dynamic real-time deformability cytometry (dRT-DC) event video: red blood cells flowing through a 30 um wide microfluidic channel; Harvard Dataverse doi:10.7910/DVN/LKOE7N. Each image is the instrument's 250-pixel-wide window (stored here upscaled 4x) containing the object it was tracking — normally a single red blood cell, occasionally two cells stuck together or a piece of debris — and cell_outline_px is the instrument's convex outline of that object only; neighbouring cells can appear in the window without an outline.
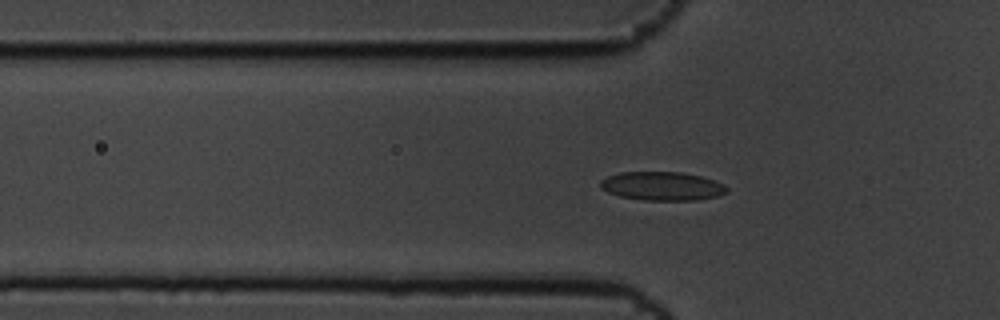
{"species": "common noctule bat (a hibernating species)", "species_latin": "Nyctalus noctula", "temperature_condition": "cold", "stored_images_in_passage": 59, "camera_frame_rate_fps": 3000, "um_per_image_px": 0.085, "animal": {"sex": "male", "body_mass_g": 19.5, "forearm_length_mm": 54.6}, "frame": {"image": 1, "passage_image": 19, "time_ms": 6.0, "image_size_px": [1000, 320], "cell_outline_px": [[728, 192], [716, 196], [696, 200], [644, 200], [620, 196], [608, 192], [600, 188], [600, 180], [608, 176], [620, 172], [680, 172], [700, 176], [724, 184], [728, 188]], "centroid_in_image_um": [56.27, 15.82], "position_along_channel_um": 69.5, "area_um2": 21.04}}
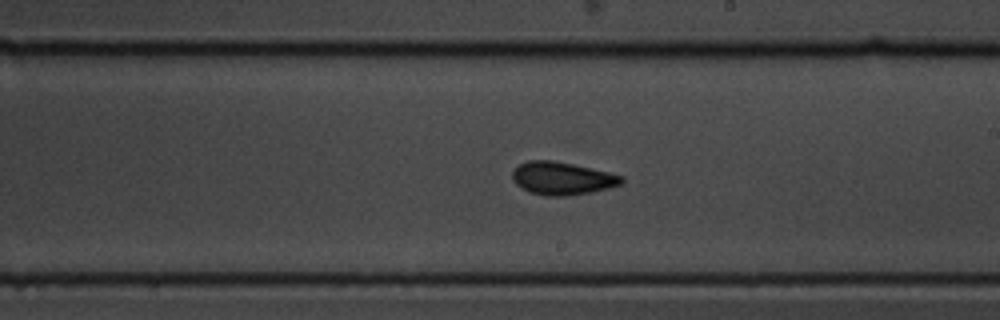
{"frame": {"image": 2, "passage_image": 34, "time_ms": 11.0, "image_size_px": [1000, 320], "cell_outline_px": [[624, 184], [592, 192], [568, 196], [544, 196], [528, 192], [520, 188], [512, 180], [512, 172], [520, 164], [528, 160], [552, 160], [572, 164], [608, 172], [624, 176]], "centroid_in_image_um": [47.78, 15.17], "position_along_channel_um": 241.2, "area_um2": 21.1}}
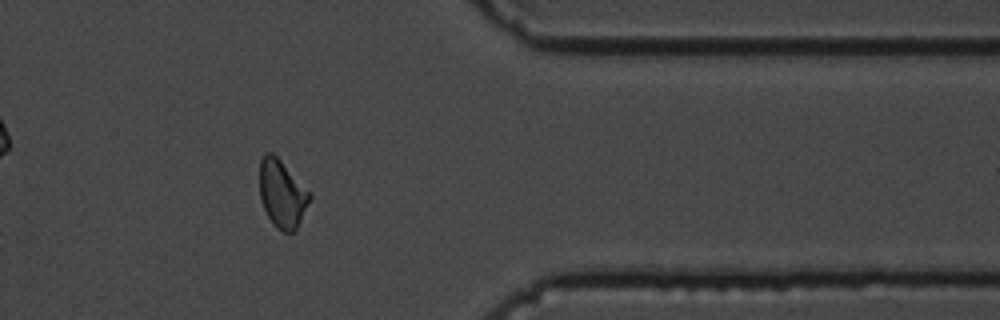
{"frame": {"image": 3, "passage_image": 48, "time_ms": 15.667, "image_size_px": [1000, 320], "cell_outline_px": [[312, 196], [296, 228], [292, 232], [284, 232], [276, 228], [272, 224], [260, 200], [260, 160], [264, 152], [272, 152], [312, 192]], "centroid_in_image_um": [23.98, 16.45], "position_along_channel_um": 387.4, "area_um2": 19.77}, "authors_computed_cell_mechanics": {"area_um2": 20.1144, "velocity_mm_per_s": 3.4405, "shape_relaxation_time_tau1_ms": 2.789, "shape_relaxation_time_tau2_ms": 2.4082, "deformation_change_tau1": 0.0864, "deformation_change_tau2": 0.0671}}